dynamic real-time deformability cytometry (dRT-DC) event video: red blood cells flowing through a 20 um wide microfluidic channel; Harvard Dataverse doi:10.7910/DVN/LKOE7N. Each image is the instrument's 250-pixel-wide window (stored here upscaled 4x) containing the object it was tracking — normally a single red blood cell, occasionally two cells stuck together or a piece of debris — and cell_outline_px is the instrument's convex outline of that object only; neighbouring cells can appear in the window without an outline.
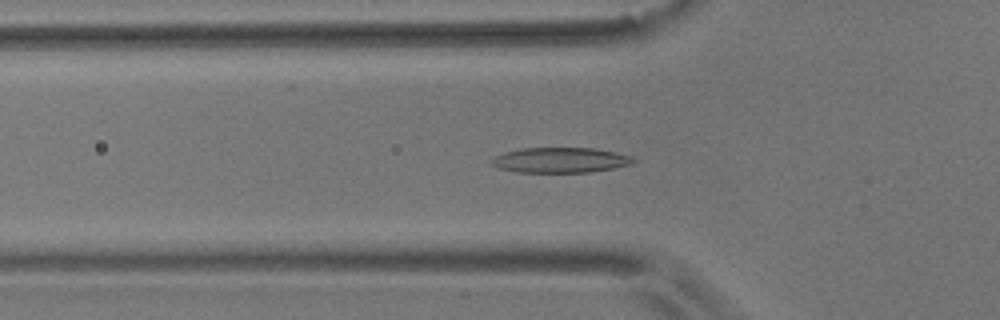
{"species": "common noctule bat (a hibernating species)", "species_latin": "Nyctalus noctula", "temperature_condition": "room temperature", "stored_images_in_passage": 41, "camera_frame_rate_fps": 3000, "um_per_image_px": 0.085, "animal": {"sex": "male", "body_mass_g": 17.9}, "frame": {"image": 1, "passage_image": 4, "time_ms": 1.0, "image_size_px": [1000, 320], "cell_outline_px": [[636, 160], [632, 164], [612, 168], [588, 172], [516, 172], [500, 168], [492, 164], [488, 160], [492, 156], [504, 152], [520, 148], [592, 148], [616, 152], [632, 156]], "centroid_in_image_um": [47.59, 13.6], "position_along_channel_um": 78.2, "area_um2": 20.92}}
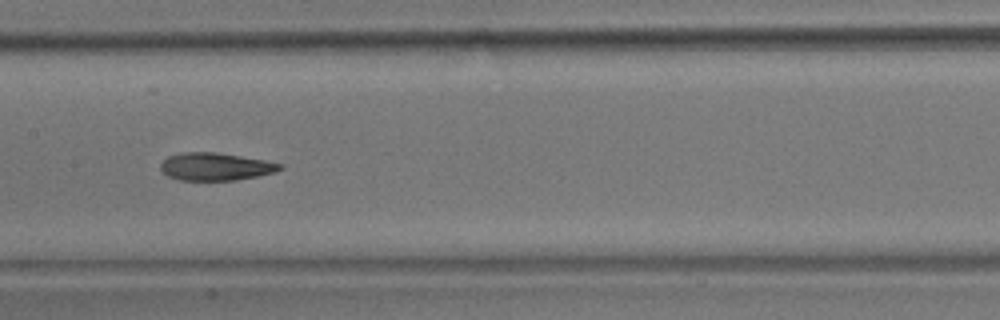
{"frame": {"image": 2, "passage_image": 13, "time_ms": 4.0, "image_size_px": [1000, 320], "cell_outline_px": [[284, 168], [272, 172], [256, 176], [236, 180], [180, 180], [168, 176], [160, 168], [160, 164], [168, 156], [184, 152], [216, 152], [264, 160], [284, 164]], "centroid_in_image_um": [18.32, 14.16], "position_along_channel_um": 189.1, "area_um2": 19.07}}
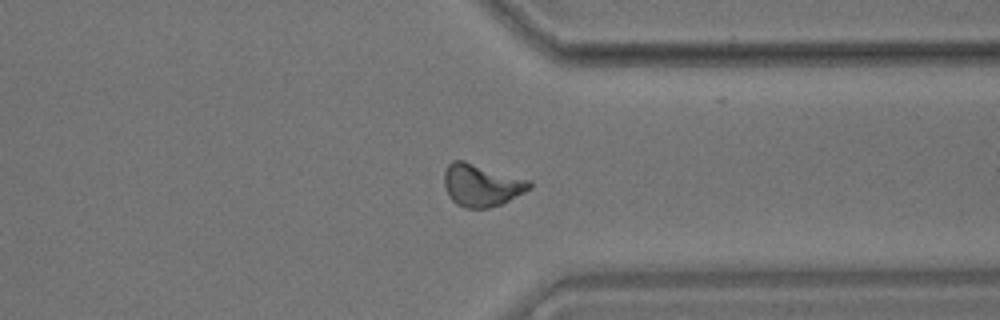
{"frame": {"image": 3, "passage_image": 28, "time_ms": 9.0, "image_size_px": [1000, 320], "cell_outline_px": [[532, 188], [500, 204], [488, 208], [464, 208], [456, 204], [448, 196], [444, 184], [444, 172], [448, 164], [452, 160], [464, 160], [532, 180]], "centroid_in_image_um": [40.92, 15.72], "position_along_channel_um": 370.5, "area_um2": 21.27}, "authors_computed_cell_mechanics": {"area_um2": 19.7098, "velocity_mm_per_s": 3.667, "shape_relaxation_time_tau1_ms": 8.3315, "shape_relaxation_time_tau2_ms": 3.1913, "deformation_change_tau1": 0.2259, "deformation_change_tau2": 0.1161}}